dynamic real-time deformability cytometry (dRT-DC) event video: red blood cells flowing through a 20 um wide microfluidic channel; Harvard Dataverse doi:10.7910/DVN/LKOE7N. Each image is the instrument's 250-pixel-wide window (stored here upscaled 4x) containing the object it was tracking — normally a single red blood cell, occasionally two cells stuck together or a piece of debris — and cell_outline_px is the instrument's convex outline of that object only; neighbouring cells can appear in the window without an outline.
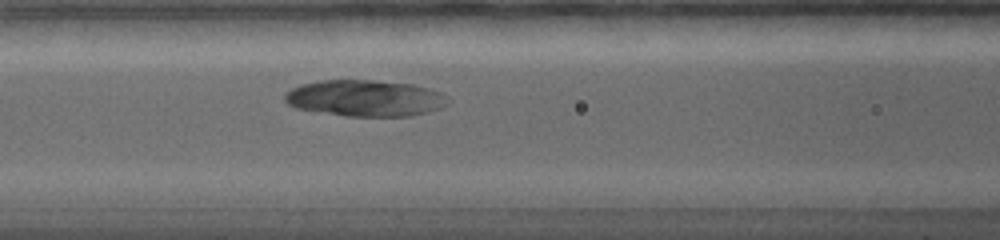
{"species": "common noctule bat (a hibernating species)", "species_latin": "Nyctalus noctula", "temperature_condition": "warm", "stored_images_in_passage": 6, "camera_frame_rate_fps": 5000, "um_per_image_px": 0.085, "animal": {"sex": "female", "body_mass_g": 19.0, "forearm_length_mm": 56.7}, "frame": {"image": 1, "passage_image": 6, "time_ms": 3.2, "image_size_px": [1000, 240], "cell_outline_px": [[452, 100], [448, 104], [440, 108], [428, 112], [412, 116], [348, 116], [296, 108], [288, 104], [284, 100], [284, 96], [292, 88], [300, 84], [320, 80], [372, 80], [412, 84], [428, 88], [440, 92], [448, 96]], "centroid_in_image_um": [31.08, 8.34], "position_along_channel_um": 135.5, "area_um2": 34.68}}